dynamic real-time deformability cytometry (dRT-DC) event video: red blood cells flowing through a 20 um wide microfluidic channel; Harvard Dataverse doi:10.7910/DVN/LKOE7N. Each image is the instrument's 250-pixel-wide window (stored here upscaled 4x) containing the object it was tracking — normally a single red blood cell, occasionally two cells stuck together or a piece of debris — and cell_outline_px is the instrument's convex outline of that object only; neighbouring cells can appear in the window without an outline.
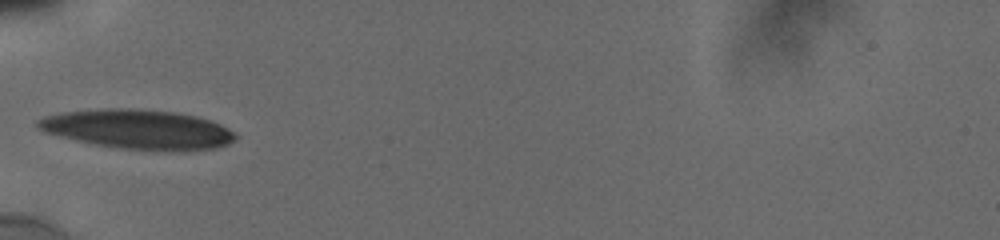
{"species": "human", "species_latin": "Homo sapiens", "temperature_condition": "cold", "stored_images_in_passage": 37, "camera_frame_rate_fps": 3000, "um_per_image_px": 0.085, "donor": {"sex": "male"}, "frame": {"image": 1, "passage_image": 1, "time_ms": 0.0, "image_size_px": [1000, 240], "cell_outline_px": [[236, 140], [228, 144], [216, 148], [180, 152], [164, 152], [120, 148], [92, 144], [44, 132], [36, 128], [36, 120], [44, 116], [60, 112], [100, 108], [132, 108], [176, 112], [196, 116], [220, 124], [232, 132], [236, 136]], "centroid_in_image_um": [11.71, 11.0], "position_along_channel_um": 73.3, "area_um2": 46.07}}
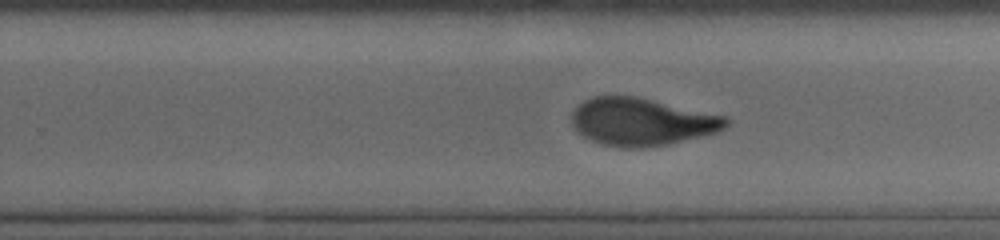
{"frame": {"image": 2, "passage_image": 25, "time_ms": 5.333, "image_size_px": [1000, 240], "cell_outline_px": [[732, 120], [724, 128], [716, 132], [668, 144], [640, 148], [620, 148], [600, 144], [576, 132], [572, 128], [572, 112], [584, 100], [592, 96], [636, 96], [728, 116]], "centroid_in_image_um": [54.54, 10.35], "position_along_channel_um": 275.3, "area_um2": 43.0}}
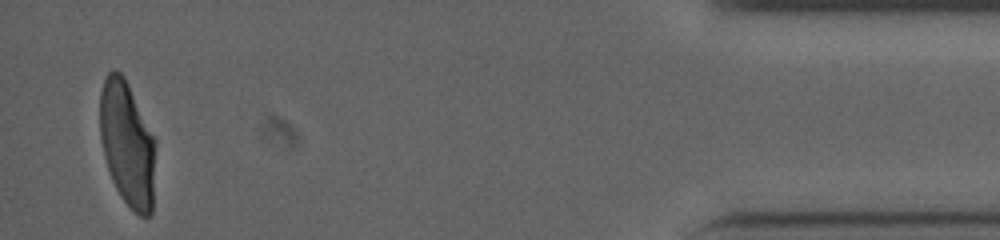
{"frame": {"image": 3, "passage_image": 37, "time_ms": 11.0, "image_size_px": [1000, 240], "cell_outline_px": [[156, 148], [152, 212], [148, 216], [140, 216], [120, 196], [112, 180], [104, 156], [100, 140], [100, 92], [104, 80], [108, 72], [116, 68], [124, 76], [156, 140]], "centroid_in_image_um": [10.82, 12.21], "position_along_channel_um": 424.4, "area_um2": 40.63}, "authors_computed_cell_mechanics": {"area_um2": 43.5234, "velocity_mm_per_s": 3.812, "shape_relaxation_time_tau1_ms": 5.1867, "shape_relaxation_time_tau2_ms": 1.6395, "deformation_change_tau1": 0.208, "deformation_change_tau2": 0.081}}